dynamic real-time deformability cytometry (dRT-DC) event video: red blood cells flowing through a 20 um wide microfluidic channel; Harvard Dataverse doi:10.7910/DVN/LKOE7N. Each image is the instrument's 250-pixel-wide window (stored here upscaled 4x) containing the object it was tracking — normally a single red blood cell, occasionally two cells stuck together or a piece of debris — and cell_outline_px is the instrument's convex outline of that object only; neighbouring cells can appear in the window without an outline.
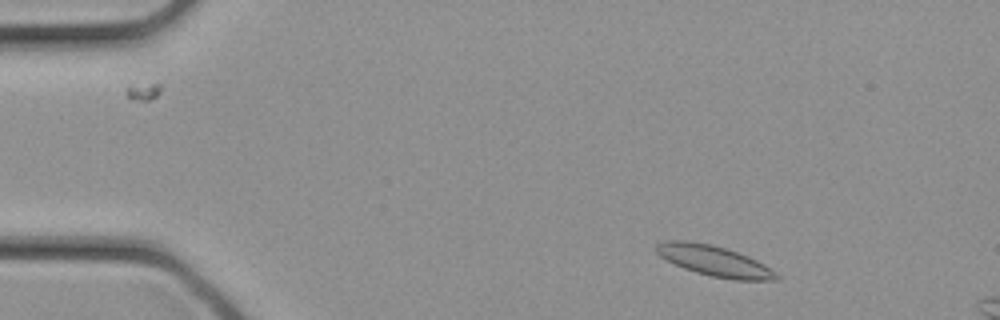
{"species": "common noctule bat (a hibernating species)", "species_latin": "Nyctalus noctula", "temperature_condition": "cold", "stored_images_in_passage": 6, "camera_frame_rate_fps": 3000, "um_per_image_px": 0.085, "animal": {"sex": "female", "body_mass_g": 21.9}, "frame": {"image": 1, "passage_image": 2, "time_ms": 0.333, "image_size_px": [1000, 320], "cell_outline_px": [[780, 280], [736, 280], [712, 276], [696, 272], [684, 268], [660, 256], [656, 252], [656, 244], [664, 240], [688, 240], [712, 244], [748, 256], [772, 268], [780, 276]], "centroid_in_image_um": [60.74, 22.17], "position_along_channel_um": 24.3, "area_um2": 21.33}}